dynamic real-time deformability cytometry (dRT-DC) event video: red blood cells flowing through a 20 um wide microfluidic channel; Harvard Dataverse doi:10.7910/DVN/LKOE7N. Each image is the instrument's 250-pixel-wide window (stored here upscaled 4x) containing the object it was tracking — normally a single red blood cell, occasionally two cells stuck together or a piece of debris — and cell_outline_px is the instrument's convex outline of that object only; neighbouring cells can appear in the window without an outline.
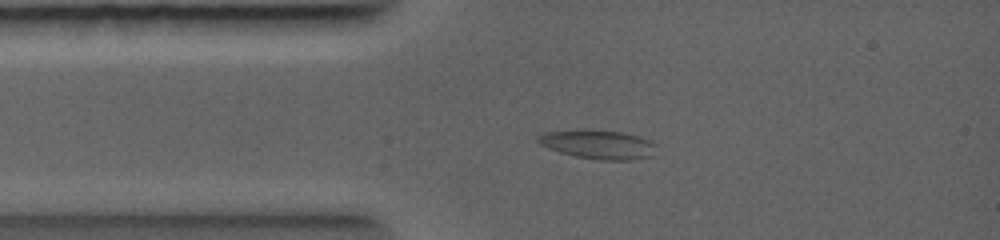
{"species": "common noctule bat (a hibernating species)", "species_latin": "Nyctalus noctula", "temperature_condition": "warm", "stored_images_in_passage": 4, "camera_frame_rate_fps": 5000, "um_per_image_px": 0.085, "animal": {"sex": "female", "body_mass_g": 19.0, "forearm_length_mm": 56.7}, "frame": {"image": 1, "passage_image": 2, "time_ms": 0.8, "image_size_px": [1000, 240], "cell_outline_px": [[648, 144], [640, 156], [624, 160], [600, 160], [576, 156], [560, 152], [536, 140], [540, 136], [552, 132], [616, 132], [632, 136], [644, 140]], "centroid_in_image_um": [50.62, 12.31], "position_along_channel_um": 34.4, "area_um2": 16.99}}
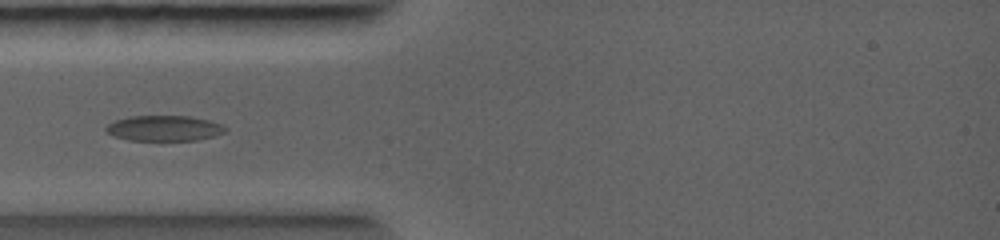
{"frame": {"image": 2, "passage_image": 3, "time_ms": 1.6, "image_size_px": [1000, 240], "cell_outline_px": [[224, 132], [212, 136], [196, 140], [128, 140], [116, 136], [108, 132], [108, 128], [116, 120], [132, 116], [188, 116], [220, 124], [224, 128]], "centroid_in_image_um": [13.96, 10.9], "position_along_channel_um": 71.0, "area_um2": 16.94}}